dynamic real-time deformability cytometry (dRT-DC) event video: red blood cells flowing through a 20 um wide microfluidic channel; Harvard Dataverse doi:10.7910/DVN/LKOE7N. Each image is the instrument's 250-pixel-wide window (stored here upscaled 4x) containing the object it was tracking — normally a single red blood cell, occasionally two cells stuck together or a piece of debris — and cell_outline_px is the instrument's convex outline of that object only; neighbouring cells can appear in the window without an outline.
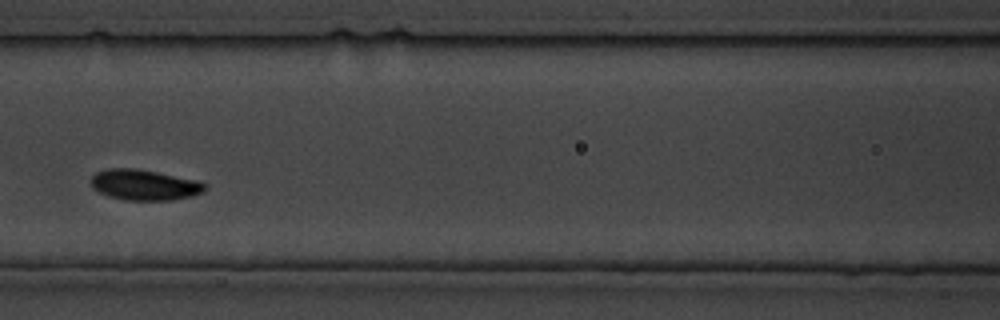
{"species": "common noctule bat (a hibernating species)", "species_latin": "Nyctalus noctula", "temperature_condition": "cold", "stored_images_in_passage": 27, "camera_frame_rate_fps": 3000, "um_per_image_px": 0.085, "animal": {"sex": "male", "body_mass_g": 19.5, "forearm_length_mm": 54.6}, "frame": {"image": 1, "passage_image": 8, "time_ms": 8.333, "image_size_px": [1000, 320], "cell_outline_px": [[208, 188], [204, 192], [192, 196], [172, 200], [124, 200], [108, 196], [92, 188], [92, 176], [96, 172], [108, 168], [136, 168], [200, 180], [208, 184]], "centroid_in_image_um": [12.33, 15.71], "position_along_channel_um": 154.3, "area_um2": 20.63}}
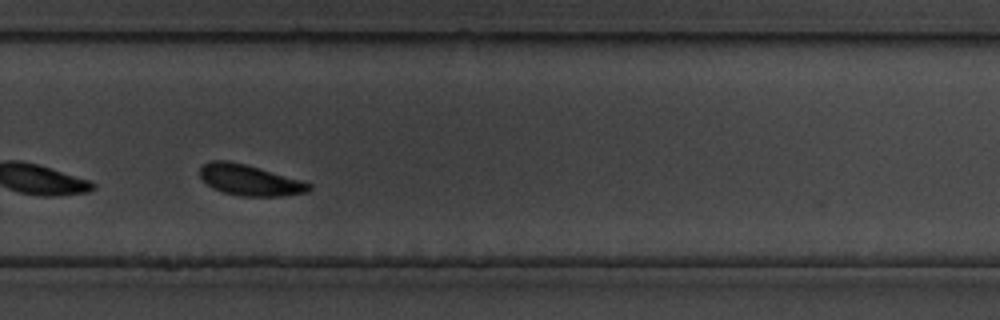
{"frame": {"image": 2, "passage_image": 16, "time_ms": 18.333, "image_size_px": [1000, 320], "cell_outline_px": [[312, 188], [308, 192], [280, 196], [240, 196], [224, 192], [212, 188], [200, 176], [200, 168], [204, 164], [212, 160], [228, 160], [260, 168], [300, 180], [312, 184]], "centroid_in_image_um": [21.23, 15.31], "position_along_channel_um": 308.6, "area_um2": 19.42}}
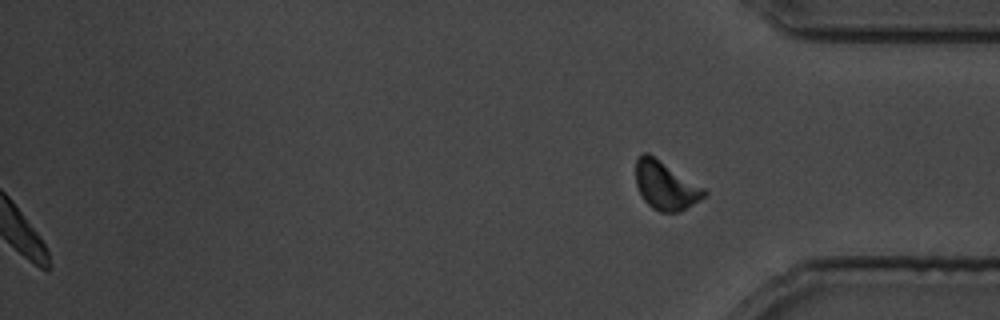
{"frame": {"image": 3, "passage_image": 27, "time_ms": 32.333, "image_size_px": [1000, 320], "cell_outline_px": [[708, 192], [704, 196], [680, 212], [660, 212], [652, 208], [644, 200], [636, 184], [636, 160], [644, 152], [648, 152], [704, 188]], "centroid_in_image_um": [56.55, 15.77], "position_along_channel_um": 378.6, "area_um2": 18.96}}